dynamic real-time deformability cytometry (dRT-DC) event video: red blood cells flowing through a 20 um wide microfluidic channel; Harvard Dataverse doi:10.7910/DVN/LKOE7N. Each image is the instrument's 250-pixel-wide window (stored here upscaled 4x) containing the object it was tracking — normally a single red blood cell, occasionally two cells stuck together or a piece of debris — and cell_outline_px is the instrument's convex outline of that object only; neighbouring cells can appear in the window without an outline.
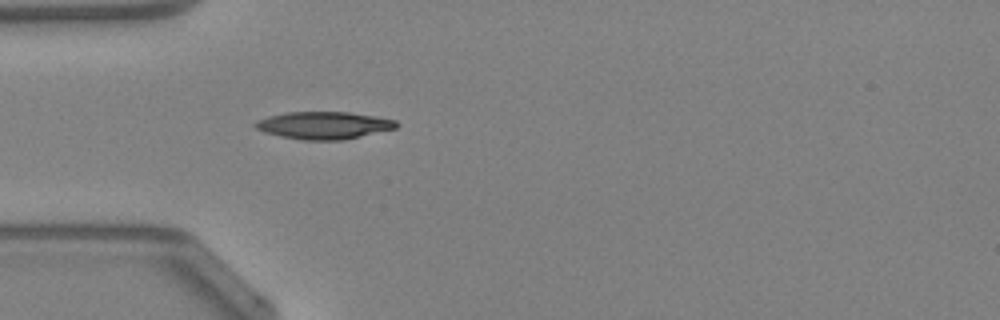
{"species": "Egyptian fruit bat (a non-hibernating species)", "species_latin": "Rousettus aegyptiacus", "temperature_condition": "warm", "stored_images_in_passage": 47, "camera_frame_rate_fps": 3000, "um_per_image_px": 0.085, "animal": {"sex": "female"}, "frame": {"image": 1, "passage_image": 14, "time_ms": 4.333, "image_size_px": [1000, 320], "cell_outline_px": [[400, 124], [396, 128], [344, 140], [304, 140], [264, 132], [256, 128], [252, 124], [256, 120], [268, 116], [288, 112], [348, 112], [376, 116], [396, 120]], "centroid_in_image_um": [27.54, 10.64], "position_along_channel_um": 57.5, "area_um2": 22.48}, "authors_computed_cell_mechanics": {"area_um2": 21.6172, "velocity_mm_per_s": 4.2942, "shape_relaxation_time_tau1_ms": 6.3722, "shape_relaxation_time_tau2_ms": 3.9648, "deformation_change_tau1": 0.1763, "deformation_change_tau2": 0.1116}}